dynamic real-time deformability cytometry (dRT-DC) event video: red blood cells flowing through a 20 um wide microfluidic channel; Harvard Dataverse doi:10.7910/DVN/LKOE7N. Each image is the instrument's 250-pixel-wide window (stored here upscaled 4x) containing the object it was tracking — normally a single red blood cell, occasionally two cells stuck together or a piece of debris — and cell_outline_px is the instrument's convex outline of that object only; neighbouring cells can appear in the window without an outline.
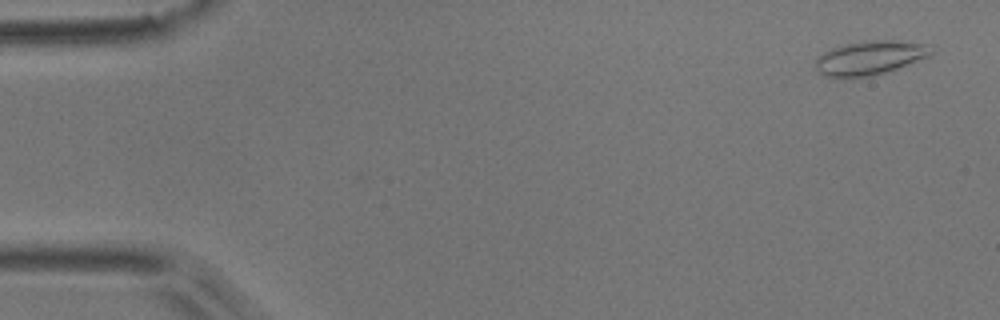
{"species": "common noctule bat (a hibernating species)", "species_latin": "Nyctalus noctula", "temperature_condition": "room temperature", "stored_images_in_passage": 9, "camera_frame_rate_fps": 3000, "um_per_image_px": 0.085, "animal": {"sex": "male", "body_mass_g": 17.9}, "frame": {"image": 1, "passage_image": 1, "time_ms": 0.0, "image_size_px": [1000, 320], "cell_outline_px": [[936, 44], [932, 56], [888, 72], [872, 76], [824, 76], [816, 68], [816, 60], [824, 52], [832, 48], [864, 40], [892, 40]], "centroid_in_image_um": [74.1, 4.89], "position_along_channel_um": 10.9, "area_um2": 23.12}}
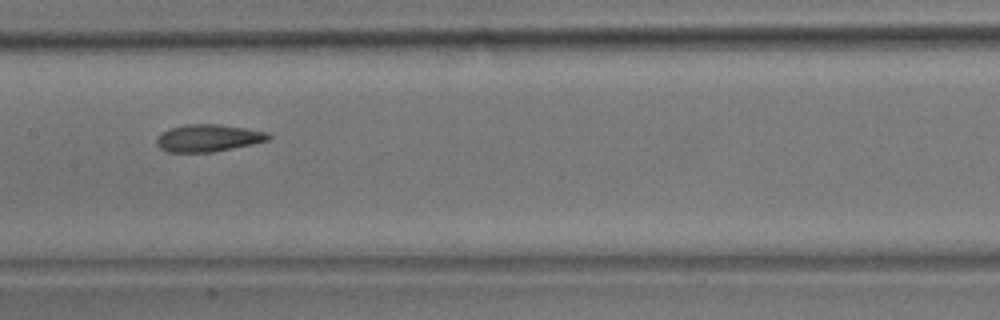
{"frame": {"image": 2, "passage_image": 7, "time_ms": 2.0, "image_size_px": [1000, 320], "cell_outline_px": [[272, 136], [268, 140], [252, 144], [212, 152], [168, 152], [160, 148], [156, 144], [156, 140], [164, 132], [172, 128], [188, 124], [220, 124], [268, 132]], "centroid_in_image_um": [17.72, 11.73], "position_along_channel_um": 189.7, "area_um2": 17.51}}
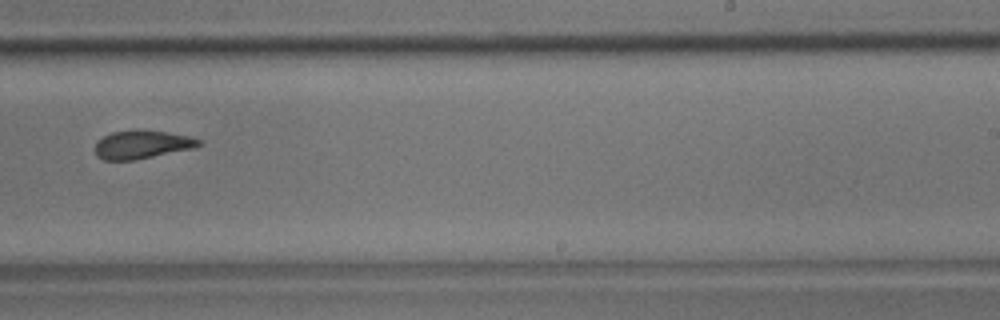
{"frame": {"image": 3, "passage_image": 9, "time_ms": 2.667, "image_size_px": [1000, 320], "cell_outline_px": [[200, 144], [196, 148], [136, 160], [104, 160], [96, 156], [96, 140], [112, 132], [136, 128], [140, 128], [188, 136], [200, 140]], "centroid_in_image_um": [12.05, 12.28], "position_along_channel_um": 277.0, "area_um2": 17.4}}